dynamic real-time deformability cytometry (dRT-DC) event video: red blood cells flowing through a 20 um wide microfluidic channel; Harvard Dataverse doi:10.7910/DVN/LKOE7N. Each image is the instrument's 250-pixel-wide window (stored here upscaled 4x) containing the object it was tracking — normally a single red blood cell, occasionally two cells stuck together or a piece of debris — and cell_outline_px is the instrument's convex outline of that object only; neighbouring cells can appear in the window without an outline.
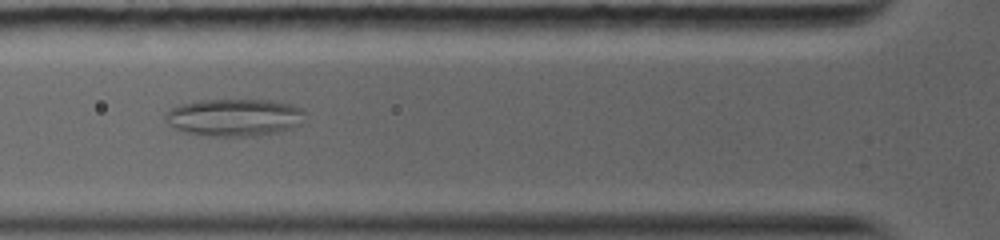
{"species": "common noctule bat (a hibernating species)", "species_latin": "Nyctalus noctula", "temperature_condition": "warm", "stored_images_in_passage": 10, "segment_of_instrument_passage": [1, 2], "camera_frame_rate_fps": 5000, "um_per_image_px": 0.085, "animal": {"sex": "female", "body_mass_g": 19.0, "forearm_length_mm": 56.7}, "frame": {"image": 1, "passage_image": 2, "time_ms": 0.8, "image_size_px": [1000, 240], "cell_outline_px": [[304, 112], [300, 124], [292, 128], [260, 136], [204, 136], [184, 132], [168, 124], [164, 120], [164, 112], [180, 104], [200, 100], [272, 100], [292, 104], [304, 108]], "centroid_in_image_um": [19.9, 9.98], "position_along_channel_um": 105.9, "area_um2": 30.75}}
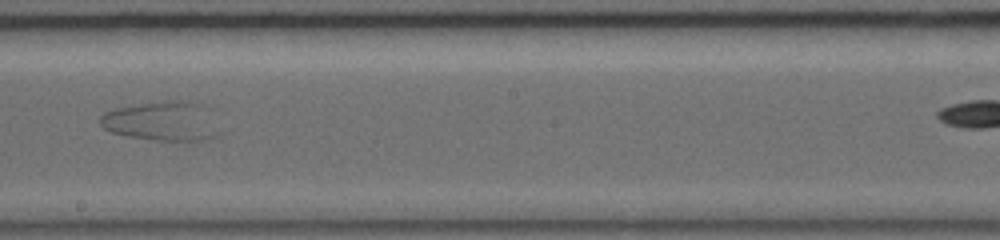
{"frame": {"image": 2, "passage_image": 7, "time_ms": 4.4, "image_size_px": [1000, 240], "cell_outline_px": [[228, 128], [220, 136], [200, 140], [152, 140], [128, 136], [112, 132], [104, 128], [100, 124], [100, 116], [104, 112], [116, 108], [140, 104], [168, 100], [188, 100], [204, 104], [212, 108]], "centroid_in_image_um": [14.03, 10.29], "position_along_channel_um": 234.2, "area_um2": 28.84}}
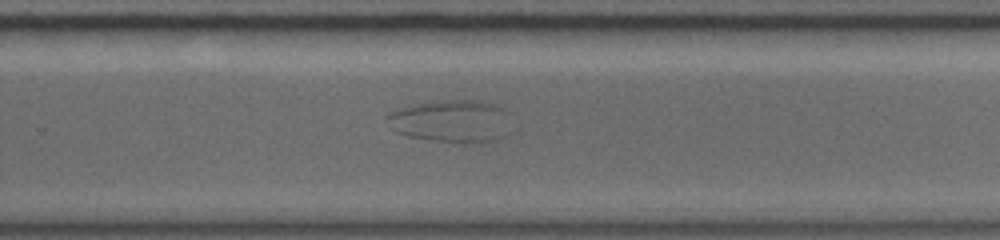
{"frame": {"image": 3, "passage_image": 9, "time_ms": 6.0, "image_size_px": [1000, 240], "cell_outline_px": [[508, 112], [504, 136], [496, 140], [432, 140], [408, 136], [396, 132], [384, 120], [396, 108], [420, 104], [448, 100], [472, 100], [496, 104], [504, 108]], "centroid_in_image_um": [38.3, 10.26], "position_along_channel_um": 291.5, "area_um2": 29.54}}